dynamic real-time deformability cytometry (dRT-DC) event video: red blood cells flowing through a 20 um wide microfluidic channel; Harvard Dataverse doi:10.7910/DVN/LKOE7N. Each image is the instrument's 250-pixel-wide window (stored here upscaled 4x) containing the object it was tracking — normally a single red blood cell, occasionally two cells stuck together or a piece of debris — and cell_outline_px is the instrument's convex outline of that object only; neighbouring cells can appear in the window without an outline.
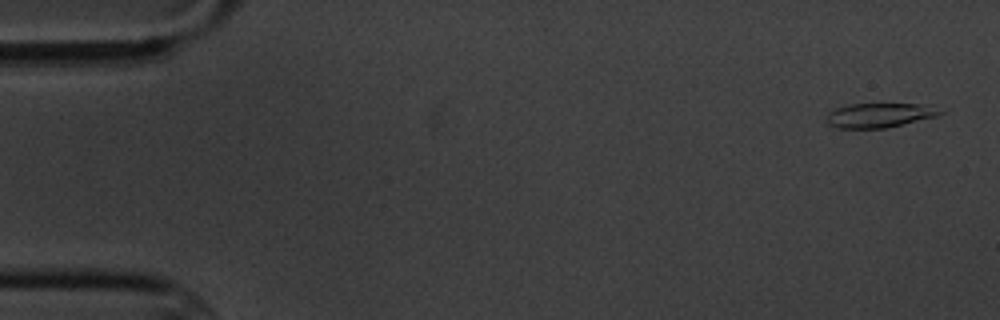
{"species": "common noctule bat (a hibernating species)", "species_latin": "Nyctalus noctula", "temperature_condition": "cold", "stored_images_in_passage": 4, "camera_frame_rate_fps": 3000, "um_per_image_px": 0.085, "animal": {"sex": "male", "body_mass_g": 20.1, "forearm_length_mm": 53.5}, "frame": {"image": 1, "passage_image": 1, "time_ms": 0.0, "image_size_px": [1000, 320], "cell_outline_px": [[944, 112], [936, 116], [884, 128], [836, 128], [828, 124], [828, 112], [836, 108], [848, 104], [920, 104]], "centroid_in_image_um": [74.67, 9.8], "position_along_channel_um": 10.3, "area_um2": 15.72}}